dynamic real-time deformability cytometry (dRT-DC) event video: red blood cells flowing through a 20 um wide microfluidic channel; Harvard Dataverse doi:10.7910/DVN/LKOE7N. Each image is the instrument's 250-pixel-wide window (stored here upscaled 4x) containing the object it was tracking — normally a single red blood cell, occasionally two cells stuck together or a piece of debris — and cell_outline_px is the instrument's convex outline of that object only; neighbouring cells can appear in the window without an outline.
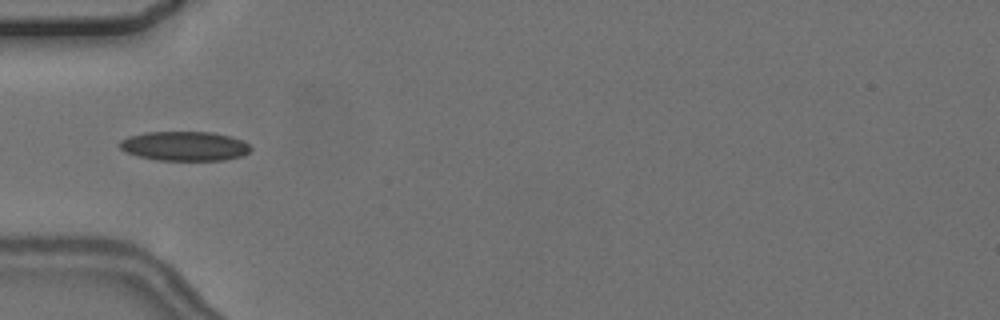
{"species": "common noctule bat (a hibernating species)", "species_latin": "Nyctalus noctula", "temperature_condition": "cold", "stored_images_in_passage": 6, "camera_frame_rate_fps": 3000, "um_per_image_px": 0.085, "animal": {"sex": "female", "body_mass_g": 24.6, "forearm_length_mm": 56.2}, "frame": {"image": 1, "passage_image": 1, "time_ms": 0.0, "image_size_px": [1000, 320], "cell_outline_px": [[252, 148], [248, 152], [240, 156], [224, 160], [156, 160], [140, 156], [128, 152], [120, 148], [120, 140], [128, 136], [144, 132], [212, 132], [232, 136], [244, 140]], "centroid_in_image_um": [15.71, 12.4], "position_along_channel_um": 69.3, "area_um2": 22.43}}
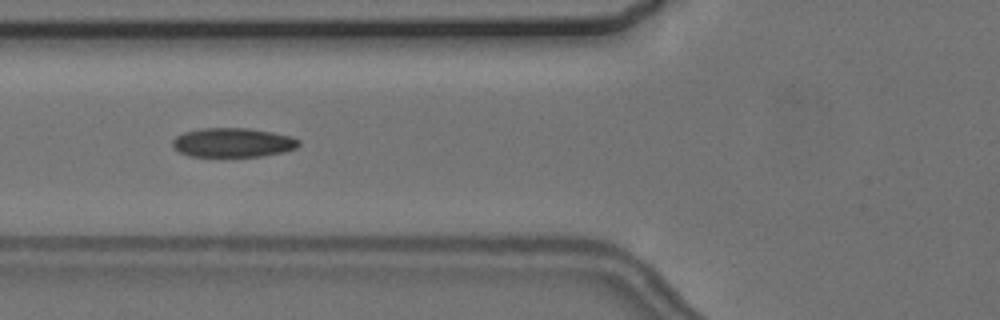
{"frame": {"image": 2, "passage_image": 2, "time_ms": 1.0, "image_size_px": [1000, 320], "cell_outline_px": [[300, 144], [296, 148], [284, 152], [260, 156], [188, 156], [180, 152], [172, 144], [172, 140], [176, 136], [184, 132], [204, 128], [248, 128], [272, 132], [292, 136], [300, 140]], "centroid_in_image_um": [19.82, 12.11], "position_along_channel_um": 106.0, "area_um2": 21.44}}
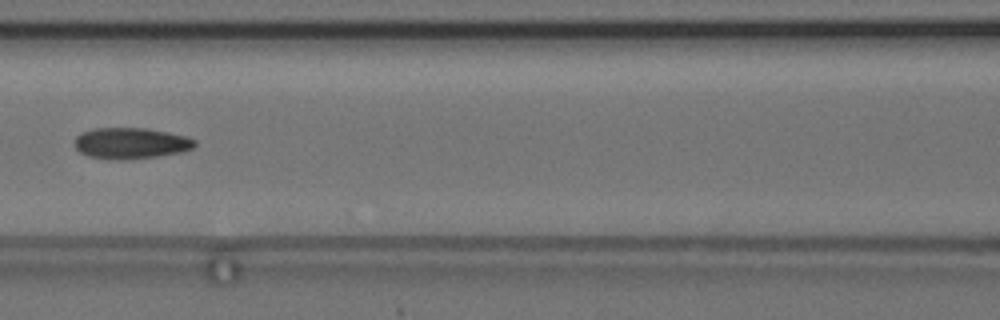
{"frame": {"image": 3, "passage_image": 3, "time_ms": 2.333, "image_size_px": [1000, 320], "cell_outline_px": [[196, 144], [192, 148], [184, 152], [156, 156], [120, 160], [88, 156], [80, 152], [76, 148], [76, 136], [80, 132], [92, 128], [148, 128], [188, 136], [196, 140]], "centroid_in_image_um": [11.14, 12.16], "position_along_channel_um": 155.5, "area_um2": 21.85}}